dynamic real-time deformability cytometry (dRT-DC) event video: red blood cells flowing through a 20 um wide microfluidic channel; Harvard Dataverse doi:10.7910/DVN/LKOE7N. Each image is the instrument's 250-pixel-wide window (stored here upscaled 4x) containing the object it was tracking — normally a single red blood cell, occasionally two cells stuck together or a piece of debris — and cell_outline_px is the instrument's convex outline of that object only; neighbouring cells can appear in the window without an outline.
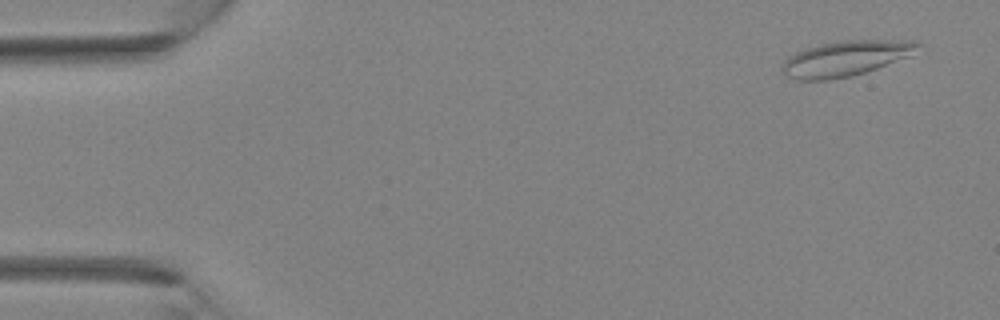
{"species": "Egyptian fruit bat (a non-hibernating species)", "species_latin": "Rousettus aegyptiacus", "temperature_condition": "room temperature", "stored_images_in_passage": 4, "camera_frame_rate_fps": 3000, "um_per_image_px": 0.085, "animal": {"sex": "female"}, "frame": {"image": 1, "passage_image": 4, "time_ms": 3.333, "image_size_px": [1000, 320], "cell_outline_px": [[924, 44], [912, 56], [852, 76], [828, 80], [800, 80], [784, 76], [780, 72], [780, 68], [784, 60], [796, 52], [804, 48], [820, 44], [840, 40], [920, 40]], "centroid_in_image_um": [71.91, 4.95], "position_along_channel_um": 13.1, "area_um2": 28.5}}